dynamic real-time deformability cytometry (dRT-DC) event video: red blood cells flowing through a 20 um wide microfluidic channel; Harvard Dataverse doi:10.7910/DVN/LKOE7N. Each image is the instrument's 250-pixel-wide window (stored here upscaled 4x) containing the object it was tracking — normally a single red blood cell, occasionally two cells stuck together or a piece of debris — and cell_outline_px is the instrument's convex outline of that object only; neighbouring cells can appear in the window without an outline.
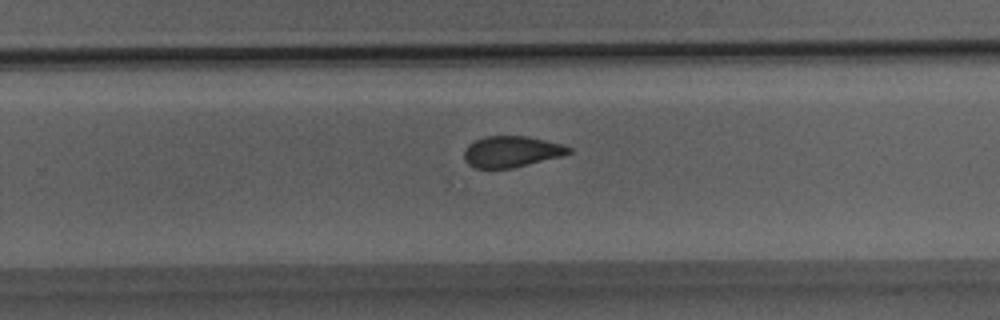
{"species": "Egyptian fruit bat (a non-hibernating species)", "species_latin": "Rousettus aegyptiacus", "temperature_condition": "room temperature", "stored_images_in_passage": 23, "camera_frame_rate_fps": 3000, "um_per_image_px": 0.085, "animal": {"sex": "male"}, "frame": {"image": 1, "passage_image": 14, "time_ms": 4.333, "image_size_px": [1000, 320], "cell_outline_px": [[572, 152], [560, 156], [512, 168], [472, 168], [464, 160], [464, 152], [468, 144], [484, 136], [528, 136], [564, 144], [572, 148]], "centroid_in_image_um": [43.46, 12.88], "position_along_channel_um": 286.3, "area_um2": 19.02}}
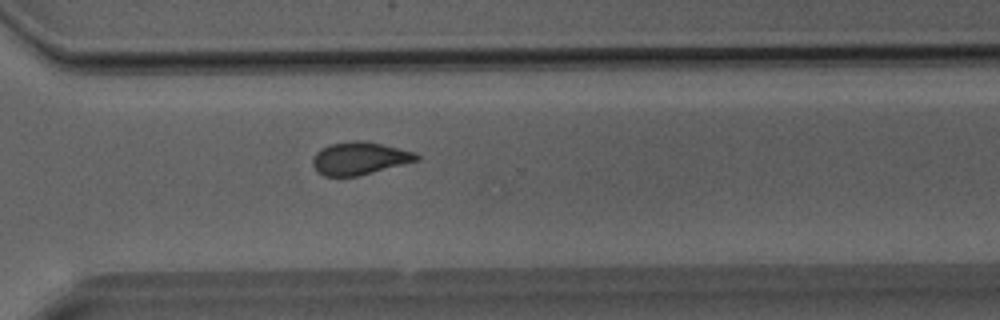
{"frame": {"image": 2, "passage_image": 17, "time_ms": 5.333, "image_size_px": [1000, 320], "cell_outline_px": [[420, 160], [356, 176], [324, 176], [312, 164], [312, 160], [316, 152], [320, 148], [332, 144], [356, 140], [360, 140], [380, 144], [416, 152], [420, 156]], "centroid_in_image_um": [30.57, 13.45], "position_along_channel_um": 340.0, "area_um2": 19.48}}
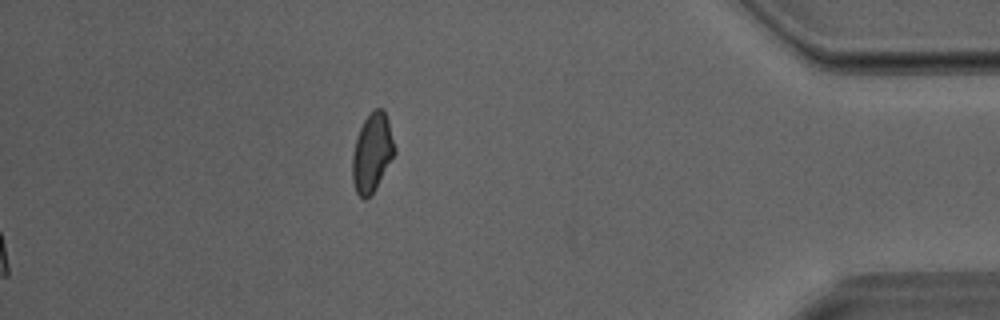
{"frame": {"image": 3, "passage_image": 23, "time_ms": 7.333, "image_size_px": [1000, 320], "cell_outline_px": [[396, 152], [376, 188], [364, 200], [356, 192], [352, 180], [352, 156], [356, 140], [360, 128], [364, 120], [376, 108], [384, 108], [388, 120], [396, 148]], "centroid_in_image_um": [31.64, 12.98], "position_along_channel_um": 403.6, "area_um2": 19.19}}